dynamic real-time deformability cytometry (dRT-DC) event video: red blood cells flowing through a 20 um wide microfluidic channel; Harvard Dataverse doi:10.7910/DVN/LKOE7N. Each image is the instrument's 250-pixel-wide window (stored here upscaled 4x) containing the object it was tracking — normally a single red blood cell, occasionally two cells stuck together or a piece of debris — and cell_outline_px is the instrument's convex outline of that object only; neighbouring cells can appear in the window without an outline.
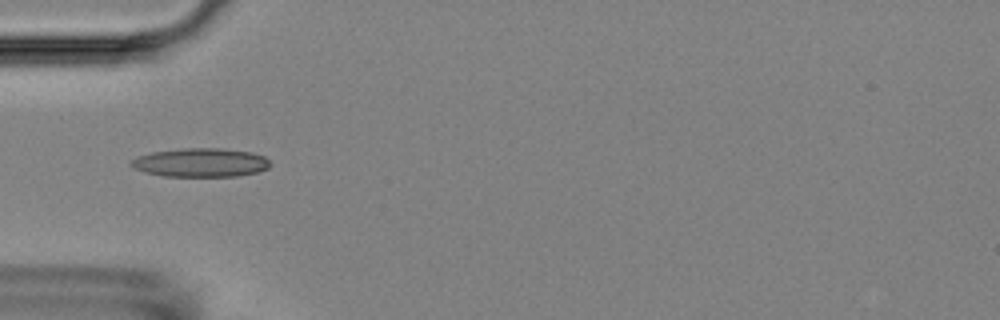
{"species": "Egyptian fruit bat (a non-hibernating species)", "species_latin": "Rousettus aegyptiacus", "temperature_condition": "room temperature", "stored_images_in_passage": 7, "camera_frame_rate_fps": 3000, "um_per_image_px": 0.085, "animal": {"sex": "female"}, "frame": {"image": 1, "passage_image": 5, "time_ms": 5.667, "image_size_px": [1000, 320], "cell_outline_px": [[272, 164], [268, 168], [256, 172], [236, 176], [160, 176], [144, 172], [132, 168], [128, 164], [136, 156], [152, 152], [180, 148], [220, 148], [252, 152], [264, 156]], "centroid_in_image_um": [17.01, 13.81], "position_along_channel_um": 68.0, "area_um2": 23.52}}
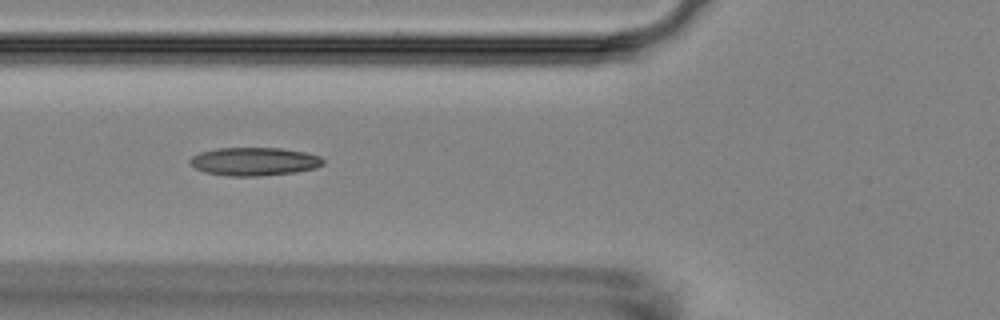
{"frame": {"image": 2, "passage_image": 6, "time_ms": 6.667, "image_size_px": [1000, 320], "cell_outline_px": [[324, 164], [316, 168], [296, 172], [260, 176], [228, 176], [204, 172], [196, 168], [188, 160], [192, 156], [200, 152], [216, 148], [280, 148], [304, 152], [320, 156], [324, 160]], "centroid_in_image_um": [21.62, 13.73], "position_along_channel_um": 104.2, "area_um2": 21.96}}
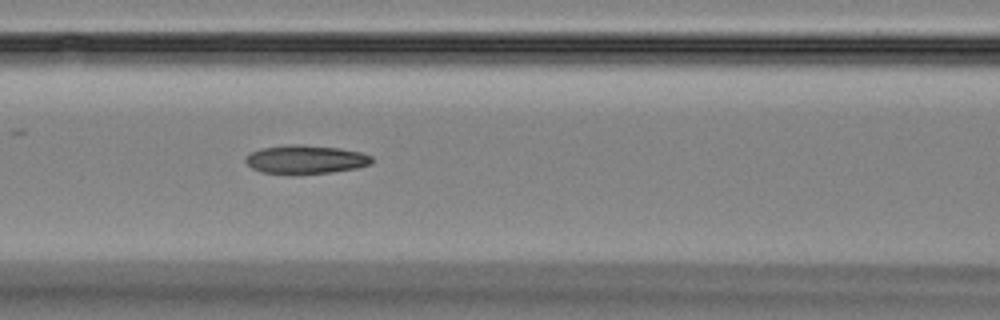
{"frame": {"image": 3, "passage_image": 7, "time_ms": 7.667, "image_size_px": [1000, 320], "cell_outline_px": [[372, 164], [356, 168], [332, 172], [292, 176], [260, 172], [252, 168], [244, 160], [244, 156], [260, 148], [288, 144], [300, 144], [340, 148], [360, 152], [372, 156]], "centroid_in_image_um": [25.93, 13.57], "position_along_channel_um": 140.7, "area_um2": 21.68}}